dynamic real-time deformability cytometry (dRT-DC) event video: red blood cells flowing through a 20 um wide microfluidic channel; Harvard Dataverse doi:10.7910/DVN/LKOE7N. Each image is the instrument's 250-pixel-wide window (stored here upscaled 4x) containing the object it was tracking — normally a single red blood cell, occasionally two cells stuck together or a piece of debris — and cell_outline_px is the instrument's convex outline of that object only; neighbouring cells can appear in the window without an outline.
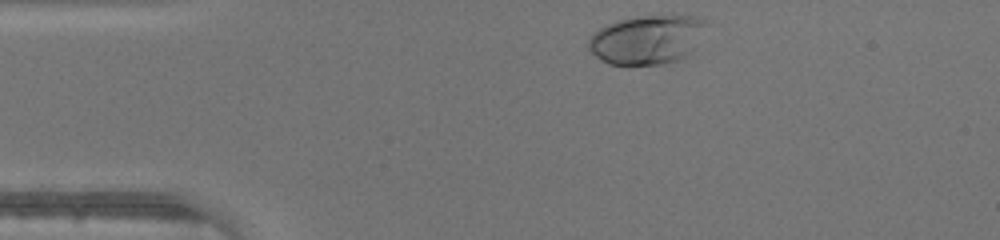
{"species": "human", "species_latin": "Homo sapiens", "temperature_condition": "warm", "stored_images_in_passage": 29, "camera_frame_rate_fps": 3000, "um_per_image_px": 0.085, "donor": {"sex": "male"}, "frame": {"image": 1, "passage_image": 1, "time_ms": 0.0, "image_size_px": [1000, 240], "cell_outline_px": [[708, 24], [692, 56], [660, 64], [628, 68], [608, 64], [600, 60], [588, 48], [588, 40], [600, 28], [608, 24], [620, 20], [644, 16], [696, 16], [704, 20]], "centroid_in_image_um": [55.03, 3.43], "position_along_channel_um": 30.0, "area_um2": 34.39}}
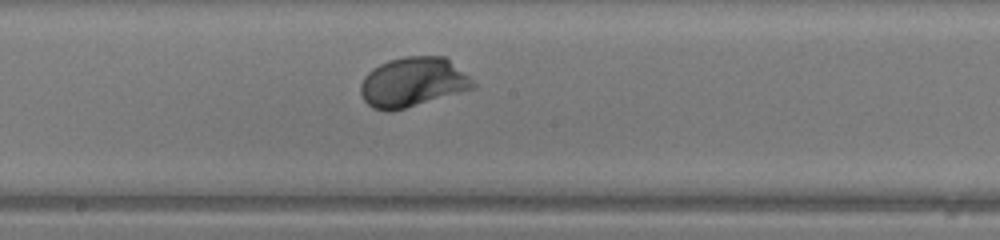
{"frame": {"image": 2, "passage_image": 17, "time_ms": 5.333, "image_size_px": [1000, 240], "cell_outline_px": [[476, 88], [404, 108], [388, 112], [384, 112], [372, 108], [364, 100], [360, 92], [360, 84], [364, 76], [372, 68], [388, 60], [404, 56], [448, 56], [476, 84]], "centroid_in_image_um": [35.08, 6.97], "position_along_channel_um": 213.1, "area_um2": 32.71}}
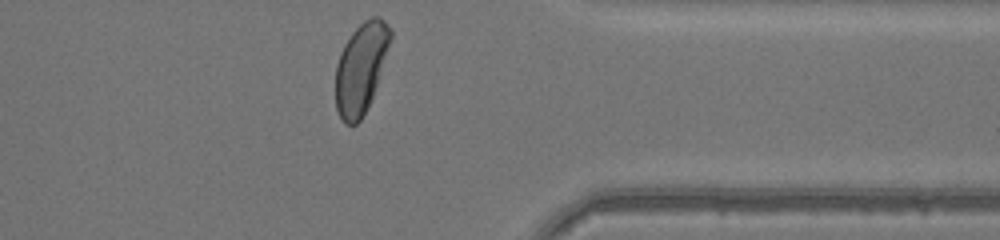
{"frame": {"image": 3, "passage_image": 29, "time_ms": 9.333, "image_size_px": [1000, 240], "cell_outline_px": [[392, 36], [372, 96], [360, 120], [356, 124], [344, 124], [336, 108], [336, 64], [340, 52], [344, 44], [352, 32], [364, 20], [372, 16], [380, 16], [392, 28]], "centroid_in_image_um": [30.67, 5.74], "position_along_channel_um": 380.7, "area_um2": 28.5}}